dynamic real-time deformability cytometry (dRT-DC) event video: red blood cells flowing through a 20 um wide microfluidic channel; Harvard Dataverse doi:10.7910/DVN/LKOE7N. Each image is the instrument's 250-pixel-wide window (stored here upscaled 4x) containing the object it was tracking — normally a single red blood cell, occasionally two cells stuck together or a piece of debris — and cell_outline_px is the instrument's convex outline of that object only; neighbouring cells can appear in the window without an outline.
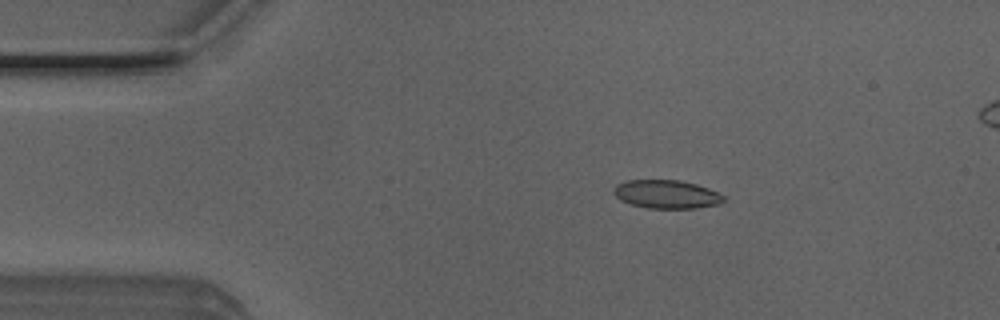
{"species": "Egyptian fruit bat (a non-hibernating species)", "species_latin": "Rousettus aegyptiacus", "temperature_condition": "room temperature", "stored_images_in_passage": 51, "camera_frame_rate_fps": 3000, "um_per_image_px": 0.085, "animal": {"sex": "male"}, "frame": {"image": 1, "passage_image": 9, "time_ms": 2.667, "image_size_px": [1000, 320], "cell_outline_px": [[724, 200], [720, 204], [696, 208], [648, 208], [632, 204], [620, 200], [612, 192], [612, 188], [616, 184], [628, 180], [680, 180], [696, 184], [708, 188], [724, 196]], "centroid_in_image_um": [56.63, 16.5], "position_along_channel_um": 28.4, "area_um2": 18.21}}
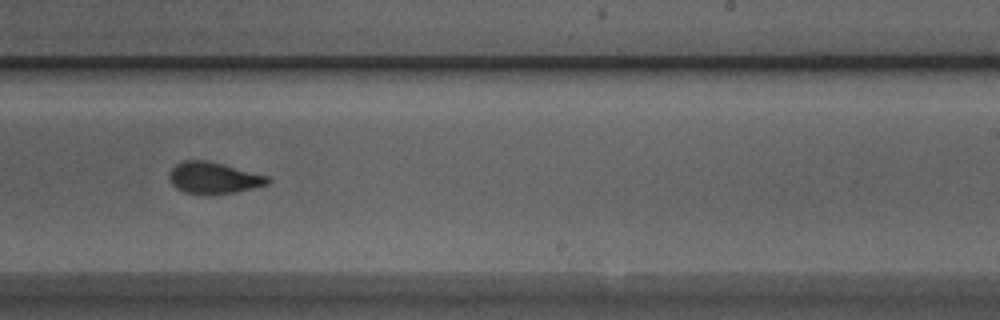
{"frame": {"image": 2, "passage_image": 31, "time_ms": 10.0, "image_size_px": [1000, 320], "cell_outline_px": [[272, 180], [268, 184], [236, 192], [204, 196], [200, 196], [184, 192], [176, 188], [172, 184], [168, 176], [168, 172], [180, 160], [208, 160], [224, 164], [268, 176]], "centroid_in_image_um": [18.12, 15.13], "position_along_channel_um": 270.9, "area_um2": 18.55}}
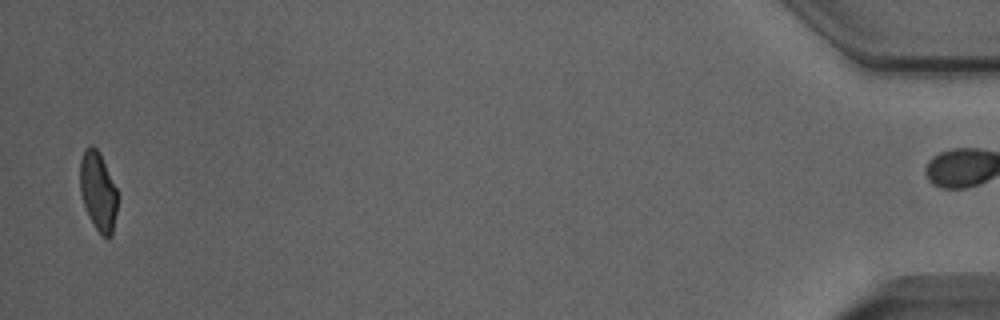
{"frame": {"image": 3, "passage_image": 50, "time_ms": 16.333, "image_size_px": [1000, 320], "cell_outline_px": [[120, 196], [112, 236], [108, 240], [96, 228], [84, 204], [80, 192], [80, 160], [84, 152], [92, 144], [100, 152]], "centroid_in_image_um": [8.39, 16.27], "position_along_channel_um": 426.8, "area_um2": 17.34}, "authors_computed_cell_mechanics": {"area_um2": 18.496, "velocity_mm_per_s": 4.0018, "shape_relaxation_time_tau1_ms": 5.4956, "shape_relaxation_time_tau2_ms": 1.009, "deformation_change_tau1": 0.174, "deformation_change_tau2": 0.0532}}